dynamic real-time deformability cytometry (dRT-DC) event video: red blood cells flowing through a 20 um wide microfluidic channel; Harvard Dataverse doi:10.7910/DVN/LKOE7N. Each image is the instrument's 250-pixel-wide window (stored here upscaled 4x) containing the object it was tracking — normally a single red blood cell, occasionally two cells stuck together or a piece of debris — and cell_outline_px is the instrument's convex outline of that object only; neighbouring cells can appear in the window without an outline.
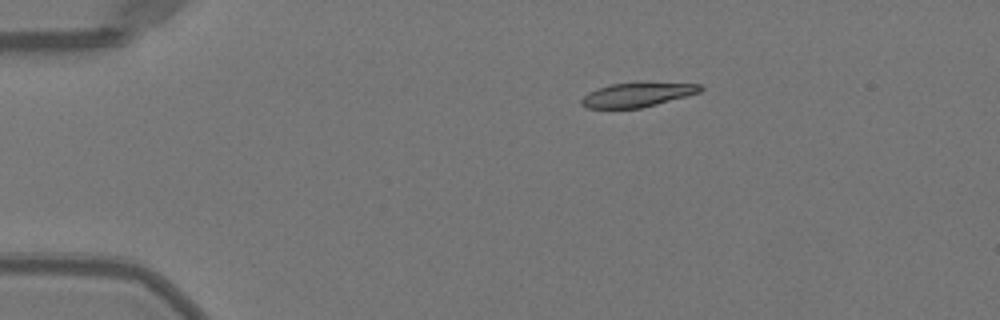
{"species": "Egyptian fruit bat (a non-hibernating species)", "species_latin": "Rousettus aegyptiacus", "temperature_condition": "warm", "stored_images_in_passage": 42, "camera_frame_rate_fps": 3000, "um_per_image_px": 0.085, "animal": {"sex": "female"}, "frame": {"image": 1, "passage_image": 1, "time_ms": 0.0, "image_size_px": [1000, 320], "cell_outline_px": [[704, 88], [700, 92], [656, 104], [640, 108], [588, 108], [580, 104], [580, 100], [588, 92], [596, 88], [612, 84], [700, 84]], "centroid_in_image_um": [54.09, 8.08], "position_along_channel_um": 30.9, "area_um2": 16.13}}
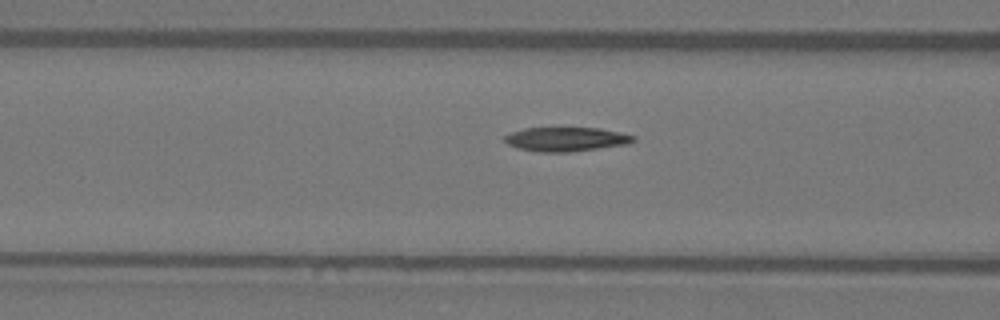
{"frame": {"image": 2, "passage_image": 12, "time_ms": 3.667, "image_size_px": [1000, 320], "cell_outline_px": [[636, 140], [628, 144], [572, 152], [536, 152], [516, 148], [508, 144], [504, 140], [504, 136], [512, 132], [524, 128], [600, 128], [620, 132], [636, 136]], "centroid_in_image_um": [48.13, 11.84], "position_along_channel_um": 118.5, "area_um2": 18.26}}
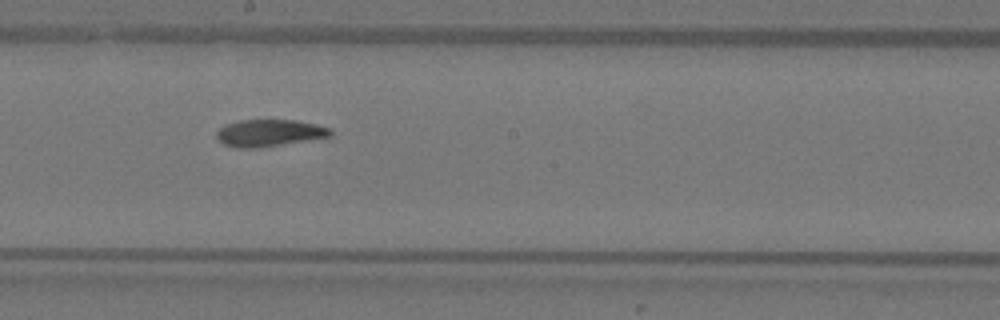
{"frame": {"image": 3, "passage_image": 20, "time_ms": 6.333, "image_size_px": [1000, 320], "cell_outline_px": [[332, 136], [256, 148], [236, 148], [224, 144], [216, 136], [216, 132], [224, 124], [240, 120], [296, 120], [316, 124], [332, 128]], "centroid_in_image_um": [22.89, 11.29], "position_along_channel_um": 225.3, "area_um2": 17.86}, "authors_computed_cell_mechanics": {"area_um2": 18.4382, "velocity_mm_per_s": 4.0077, "shape_relaxation_time_tau1_ms": 5.2063, "shape_relaxation_time_tau2_ms": 2.5194, "deformation_change_tau1": 0.175, "deformation_change_tau2": 0.0627}}